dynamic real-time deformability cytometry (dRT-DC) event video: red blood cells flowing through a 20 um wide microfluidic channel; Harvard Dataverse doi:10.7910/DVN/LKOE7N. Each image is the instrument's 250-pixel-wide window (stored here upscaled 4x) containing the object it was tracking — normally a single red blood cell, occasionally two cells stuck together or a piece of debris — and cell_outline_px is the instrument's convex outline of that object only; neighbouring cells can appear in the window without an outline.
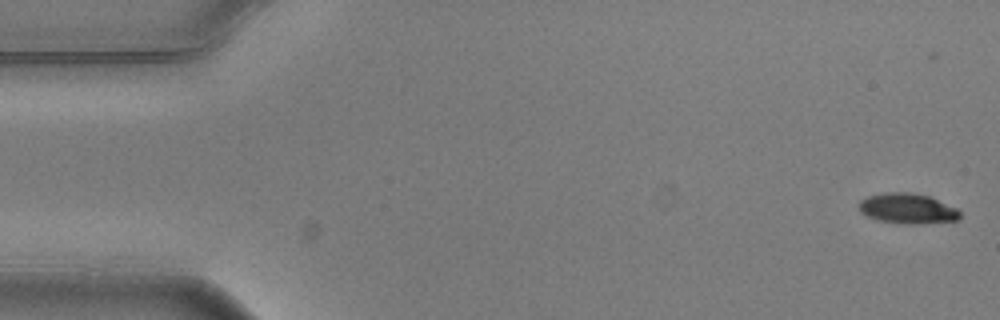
{"species": "common noctule bat (a hibernating species)", "species_latin": "Nyctalus noctula", "temperature_condition": "warm", "stored_images_in_passage": 5, "camera_frame_rate_fps": 3000, "um_per_image_px": 0.085, "animal": {"sex": "male", "body_mass_g": 20.5, "forearm_length_mm": 52.5}, "frame": {"image": 1, "passage_image": 1, "time_ms": 0.0, "image_size_px": [1000, 320], "cell_outline_px": [[960, 220], [920, 224], [904, 224], [876, 220], [860, 212], [856, 204], [860, 200], [868, 196], [884, 192], [908, 192], [928, 196], [956, 208], [960, 212]], "centroid_in_image_um": [77.09, 17.73], "position_along_channel_um": 7.9, "area_um2": 17.98}}